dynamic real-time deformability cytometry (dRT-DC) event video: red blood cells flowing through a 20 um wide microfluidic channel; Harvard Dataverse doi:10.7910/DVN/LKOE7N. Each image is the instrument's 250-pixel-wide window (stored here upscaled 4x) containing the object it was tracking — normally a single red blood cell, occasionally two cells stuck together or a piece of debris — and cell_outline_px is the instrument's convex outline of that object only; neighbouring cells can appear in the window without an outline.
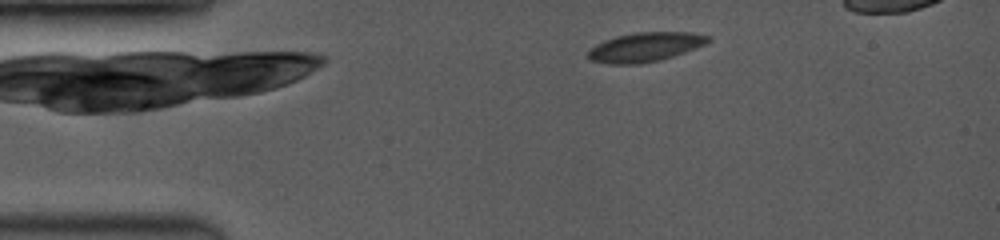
{"species": "common noctule bat (a hibernating species)", "species_latin": "Nyctalus noctula", "temperature_condition": "room temperature", "stored_images_in_passage": 15, "camera_frame_rate_fps": 3500, "um_per_image_px": 0.085, "animal": {"sex": "female", "body_mass_g": 19.0, "forearm_length_mm": 53.3}, "frame": {"image": 1, "passage_image": 3, "time_ms": 0.571, "image_size_px": [1000, 240], "cell_outline_px": [[712, 40], [696, 48], [660, 60], [640, 64], [608, 64], [588, 60], [588, 52], [596, 44], [616, 36], [636, 32], [692, 32], [712, 36]], "centroid_in_image_um": [54.86, 4.0], "position_along_channel_um": 30.1, "area_um2": 20.52}}
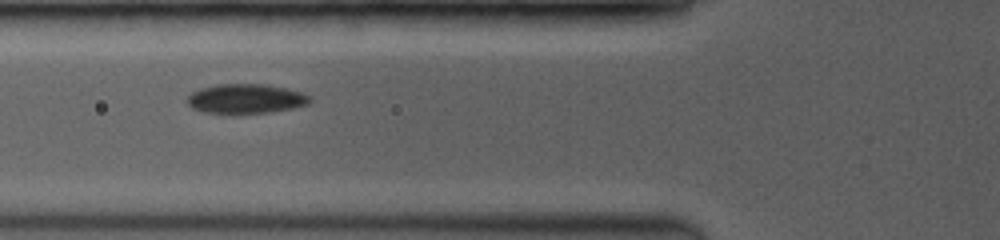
{"frame": {"image": 2, "passage_image": 12, "time_ms": 3.714, "image_size_px": [1000, 240], "cell_outline_px": [[312, 100], [308, 104], [292, 108], [268, 112], [232, 116], [204, 112], [192, 108], [184, 100], [192, 92], [200, 88], [216, 84], [264, 84], [284, 88], [300, 92], [312, 96]], "centroid_in_image_um": [20.83, 8.42], "position_along_channel_um": 105.0, "area_um2": 21.73}}
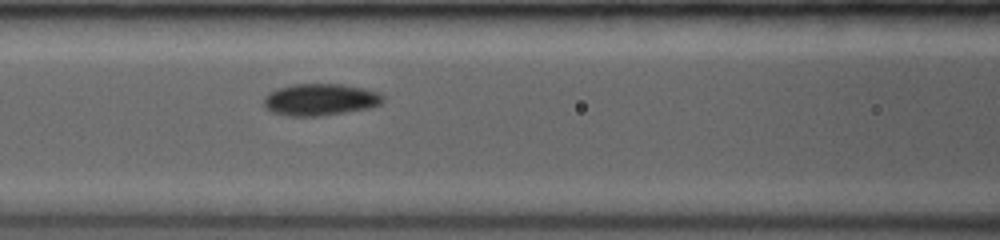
{"frame": {"image": 3, "passage_image": 15, "time_ms": 4.571, "image_size_px": [1000, 240], "cell_outline_px": [[384, 100], [380, 104], [368, 108], [320, 116], [284, 116], [272, 112], [264, 104], [264, 96], [268, 92], [276, 88], [292, 84], [340, 84], [380, 92], [384, 96]], "centroid_in_image_um": [27.18, 8.46], "position_along_channel_um": 139.4, "area_um2": 22.14}}